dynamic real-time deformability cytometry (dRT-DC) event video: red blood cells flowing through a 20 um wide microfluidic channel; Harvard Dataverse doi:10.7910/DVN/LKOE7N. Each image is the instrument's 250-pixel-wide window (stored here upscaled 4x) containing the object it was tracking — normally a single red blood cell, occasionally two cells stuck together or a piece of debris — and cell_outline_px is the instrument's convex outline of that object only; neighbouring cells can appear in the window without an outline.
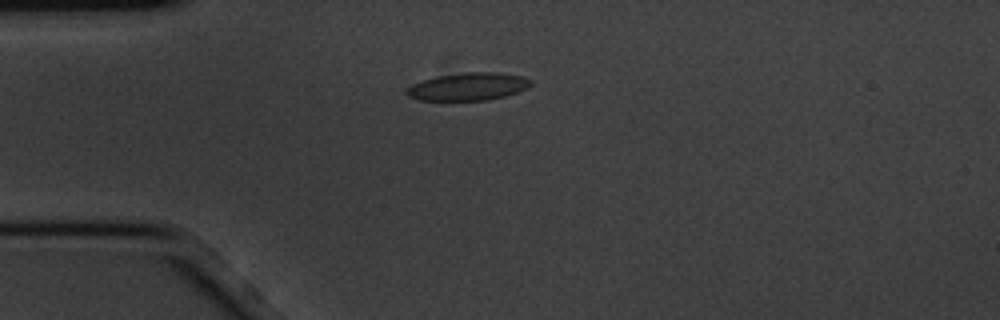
{"species": "common noctule bat (a hibernating species)", "species_latin": "Nyctalus noctula", "temperature_condition": "cold", "stored_images_in_passage": 6, "camera_frame_rate_fps": 3000, "um_per_image_px": 0.085, "animal": {"sex": "male", "body_mass_g": 20.1, "forearm_length_mm": 53.5}, "frame": {"image": 1, "passage_image": 3, "time_ms": 0.667, "image_size_px": [1000, 320], "cell_outline_px": [[532, 84], [516, 92], [504, 96], [488, 100], [420, 100], [408, 96], [404, 92], [412, 84], [436, 76], [464, 72], [500, 72], [520, 76], [532, 80]], "centroid_in_image_um": [39.77, 7.35], "position_along_channel_um": 45.2, "area_um2": 19.88}}
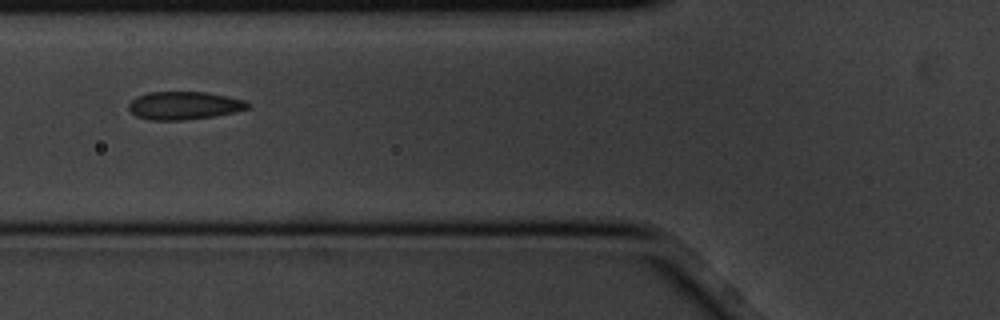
{"frame": {"image": 2, "passage_image": 5, "time_ms": 1.333, "image_size_px": [1000, 320], "cell_outline_px": [[248, 108], [236, 112], [216, 116], [184, 120], [148, 120], [136, 116], [128, 108], [128, 104], [136, 96], [148, 92], [208, 92], [228, 96], [244, 100], [248, 104]], "centroid_in_image_um": [15.63, 8.97], "position_along_channel_um": 110.2, "area_um2": 19.54}}
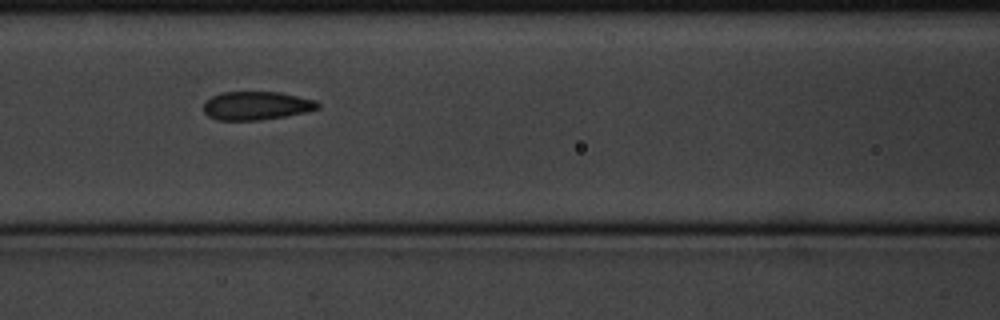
{"frame": {"image": 3, "passage_image": 6, "time_ms": 1.667, "image_size_px": [1000, 320], "cell_outline_px": [[320, 108], [304, 112], [284, 116], [260, 120], [216, 120], [208, 116], [204, 112], [204, 104], [212, 96], [220, 92], [280, 92], [316, 100], [320, 104]], "centroid_in_image_um": [21.8, 8.98], "position_along_channel_um": 144.8, "area_um2": 18.9}}